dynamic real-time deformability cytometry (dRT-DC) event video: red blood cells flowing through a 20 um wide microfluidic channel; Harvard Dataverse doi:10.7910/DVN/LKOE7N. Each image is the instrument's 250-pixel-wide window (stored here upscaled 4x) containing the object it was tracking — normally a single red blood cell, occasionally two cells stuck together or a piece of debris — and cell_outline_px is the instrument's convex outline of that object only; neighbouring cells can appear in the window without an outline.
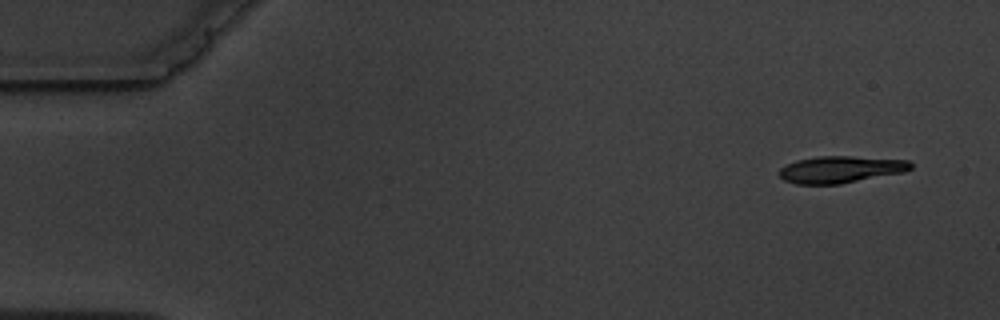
{"species": "common noctule bat (a hibernating species)", "species_latin": "Nyctalus noctula", "temperature_condition": "warm", "stored_images_in_passage": 10, "camera_frame_rate_fps": 3000, "um_per_image_px": 0.085, "animal": {"sex": "male", "body_mass_g": 19.5, "forearm_length_mm": 54.6}, "frame": {"image": 1, "passage_image": 1, "time_ms": 0.0, "image_size_px": [1000, 320], "cell_outline_px": [[912, 168], [904, 172], [840, 184], [796, 184], [784, 180], [780, 176], [780, 168], [796, 160], [820, 156], [852, 156], [908, 160], [912, 164]], "centroid_in_image_um": [71.46, 14.4], "position_along_channel_um": 13.5, "area_um2": 20.52}}
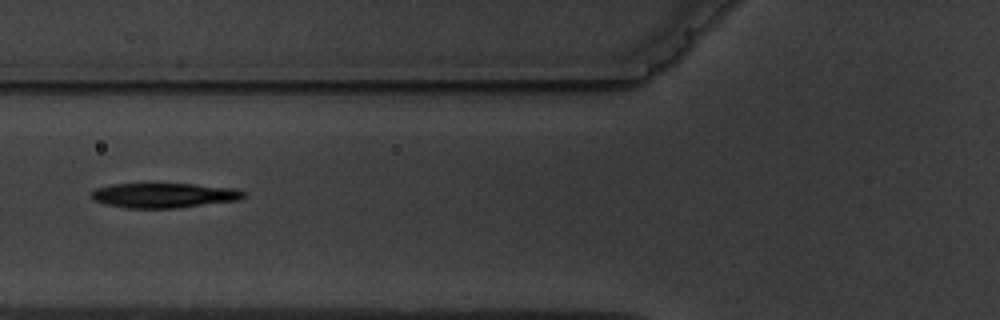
{"frame": {"image": 2, "passage_image": 6, "time_ms": 6.0, "image_size_px": [1000, 320], "cell_outline_px": [[248, 192], [240, 200], [176, 208], [124, 208], [92, 200], [92, 192], [96, 188], [112, 184], [192, 184], [236, 188]], "centroid_in_image_um": [13.98, 16.6], "position_along_channel_um": 111.8, "area_um2": 22.02}}
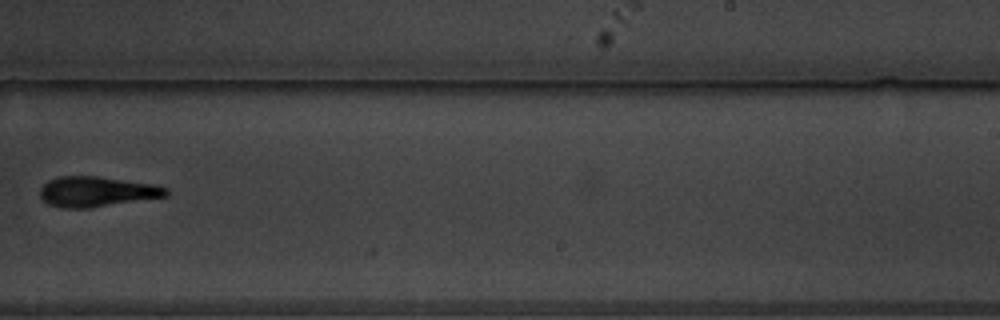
{"frame": {"image": 3, "passage_image": 10, "time_ms": 10.667, "image_size_px": [1000, 320], "cell_outline_px": [[172, 192], [168, 196], [88, 208], [60, 208], [48, 204], [40, 196], [40, 188], [48, 180], [56, 176], [96, 176], [160, 184], [168, 188]], "centroid_in_image_um": [8.28, 16.28], "position_along_channel_um": 280.7, "area_um2": 22.6}}